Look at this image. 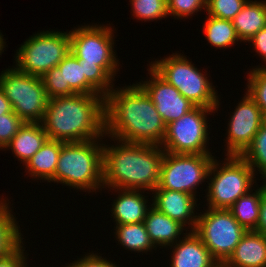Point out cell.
Masks as SVG:
<instances>
[{
	"instance_id": "1",
	"label": "cell",
	"mask_w": 266,
	"mask_h": 267,
	"mask_svg": "<svg viewBox=\"0 0 266 267\" xmlns=\"http://www.w3.org/2000/svg\"><path fill=\"white\" fill-rule=\"evenodd\" d=\"M105 139L161 146L166 124L146 91L137 83L113 88L104 97Z\"/></svg>"
},
{
	"instance_id": "2",
	"label": "cell",
	"mask_w": 266,
	"mask_h": 267,
	"mask_svg": "<svg viewBox=\"0 0 266 267\" xmlns=\"http://www.w3.org/2000/svg\"><path fill=\"white\" fill-rule=\"evenodd\" d=\"M108 138L114 144L103 142V189H156L164 156L162 147Z\"/></svg>"
},
{
	"instance_id": "3",
	"label": "cell",
	"mask_w": 266,
	"mask_h": 267,
	"mask_svg": "<svg viewBox=\"0 0 266 267\" xmlns=\"http://www.w3.org/2000/svg\"><path fill=\"white\" fill-rule=\"evenodd\" d=\"M41 124L52 140L81 142L104 138V96L75 94L48 99Z\"/></svg>"
},
{
	"instance_id": "4",
	"label": "cell",
	"mask_w": 266,
	"mask_h": 267,
	"mask_svg": "<svg viewBox=\"0 0 266 267\" xmlns=\"http://www.w3.org/2000/svg\"><path fill=\"white\" fill-rule=\"evenodd\" d=\"M104 138L64 142L59 153L55 176L49 183L95 194L103 189Z\"/></svg>"
},
{
	"instance_id": "5",
	"label": "cell",
	"mask_w": 266,
	"mask_h": 267,
	"mask_svg": "<svg viewBox=\"0 0 266 267\" xmlns=\"http://www.w3.org/2000/svg\"><path fill=\"white\" fill-rule=\"evenodd\" d=\"M178 51L161 59L149 62V66L166 82L176 87L179 92L195 106L212 108L218 113L220 100L216 86L208 74L194 66L186 56ZM202 71V72H201Z\"/></svg>"
},
{
	"instance_id": "6",
	"label": "cell",
	"mask_w": 266,
	"mask_h": 267,
	"mask_svg": "<svg viewBox=\"0 0 266 267\" xmlns=\"http://www.w3.org/2000/svg\"><path fill=\"white\" fill-rule=\"evenodd\" d=\"M211 164L204 196L207 208L229 209L241 196L256 185L257 179L252 167L237 155H227ZM208 185V186H207Z\"/></svg>"
},
{
	"instance_id": "7",
	"label": "cell",
	"mask_w": 266,
	"mask_h": 267,
	"mask_svg": "<svg viewBox=\"0 0 266 267\" xmlns=\"http://www.w3.org/2000/svg\"><path fill=\"white\" fill-rule=\"evenodd\" d=\"M51 30L33 33L16 50L13 63L20 72L42 77L69 55V31Z\"/></svg>"
},
{
	"instance_id": "8",
	"label": "cell",
	"mask_w": 266,
	"mask_h": 267,
	"mask_svg": "<svg viewBox=\"0 0 266 267\" xmlns=\"http://www.w3.org/2000/svg\"><path fill=\"white\" fill-rule=\"evenodd\" d=\"M86 24L69 31L71 53L82 64L99 65L113 79L120 71V59L115 53V30L109 24ZM115 36V37H114Z\"/></svg>"
},
{
	"instance_id": "9",
	"label": "cell",
	"mask_w": 266,
	"mask_h": 267,
	"mask_svg": "<svg viewBox=\"0 0 266 267\" xmlns=\"http://www.w3.org/2000/svg\"><path fill=\"white\" fill-rule=\"evenodd\" d=\"M12 66L1 71L0 87L20 119L28 123H41L49 99L41 77L20 72Z\"/></svg>"
},
{
	"instance_id": "10",
	"label": "cell",
	"mask_w": 266,
	"mask_h": 267,
	"mask_svg": "<svg viewBox=\"0 0 266 267\" xmlns=\"http://www.w3.org/2000/svg\"><path fill=\"white\" fill-rule=\"evenodd\" d=\"M203 210L198 212L194 232L202 239L212 257L223 265L234 252L246 230L228 209Z\"/></svg>"
},
{
	"instance_id": "11",
	"label": "cell",
	"mask_w": 266,
	"mask_h": 267,
	"mask_svg": "<svg viewBox=\"0 0 266 267\" xmlns=\"http://www.w3.org/2000/svg\"><path fill=\"white\" fill-rule=\"evenodd\" d=\"M213 154H173L164 151L158 187L197 196L199 185L208 179Z\"/></svg>"
},
{
	"instance_id": "12",
	"label": "cell",
	"mask_w": 266,
	"mask_h": 267,
	"mask_svg": "<svg viewBox=\"0 0 266 267\" xmlns=\"http://www.w3.org/2000/svg\"><path fill=\"white\" fill-rule=\"evenodd\" d=\"M215 111L195 106L178 120L170 122L166 125L162 149L173 154H213L208 148L210 124L207 123V117L215 114Z\"/></svg>"
},
{
	"instance_id": "13",
	"label": "cell",
	"mask_w": 266,
	"mask_h": 267,
	"mask_svg": "<svg viewBox=\"0 0 266 267\" xmlns=\"http://www.w3.org/2000/svg\"><path fill=\"white\" fill-rule=\"evenodd\" d=\"M232 113L226 128L224 154L240 156L260 130L264 116L260 107L246 91Z\"/></svg>"
},
{
	"instance_id": "14",
	"label": "cell",
	"mask_w": 266,
	"mask_h": 267,
	"mask_svg": "<svg viewBox=\"0 0 266 267\" xmlns=\"http://www.w3.org/2000/svg\"><path fill=\"white\" fill-rule=\"evenodd\" d=\"M83 73L82 63L70 52L60 64L41 77L47 97L51 99L75 94H101Z\"/></svg>"
},
{
	"instance_id": "15",
	"label": "cell",
	"mask_w": 266,
	"mask_h": 267,
	"mask_svg": "<svg viewBox=\"0 0 266 267\" xmlns=\"http://www.w3.org/2000/svg\"><path fill=\"white\" fill-rule=\"evenodd\" d=\"M147 70L150 77L137 83L150 96L166 125L178 120L195 107L176 87L161 78L150 66Z\"/></svg>"
},
{
	"instance_id": "16",
	"label": "cell",
	"mask_w": 266,
	"mask_h": 267,
	"mask_svg": "<svg viewBox=\"0 0 266 267\" xmlns=\"http://www.w3.org/2000/svg\"><path fill=\"white\" fill-rule=\"evenodd\" d=\"M152 206L171 219L179 222L188 231H194L198 218V198L172 190H153ZM197 210V211H196ZM196 212V213H195Z\"/></svg>"
},
{
	"instance_id": "17",
	"label": "cell",
	"mask_w": 266,
	"mask_h": 267,
	"mask_svg": "<svg viewBox=\"0 0 266 267\" xmlns=\"http://www.w3.org/2000/svg\"><path fill=\"white\" fill-rule=\"evenodd\" d=\"M108 192H115L116 199L111 204V218L115 225H125L144 222L147 211L152 204L147 199L146 192L143 190H126L110 188ZM112 190V191H111ZM144 192L146 194H144ZM146 195V196H145ZM149 201V202H148ZM150 204V205H149Z\"/></svg>"
},
{
	"instance_id": "18",
	"label": "cell",
	"mask_w": 266,
	"mask_h": 267,
	"mask_svg": "<svg viewBox=\"0 0 266 267\" xmlns=\"http://www.w3.org/2000/svg\"><path fill=\"white\" fill-rule=\"evenodd\" d=\"M168 248L170 250L173 248L169 267H217L219 265L194 231H188Z\"/></svg>"
},
{
	"instance_id": "19",
	"label": "cell",
	"mask_w": 266,
	"mask_h": 267,
	"mask_svg": "<svg viewBox=\"0 0 266 267\" xmlns=\"http://www.w3.org/2000/svg\"><path fill=\"white\" fill-rule=\"evenodd\" d=\"M223 267H266V236L246 231Z\"/></svg>"
},
{
	"instance_id": "20",
	"label": "cell",
	"mask_w": 266,
	"mask_h": 267,
	"mask_svg": "<svg viewBox=\"0 0 266 267\" xmlns=\"http://www.w3.org/2000/svg\"><path fill=\"white\" fill-rule=\"evenodd\" d=\"M144 224L151 241L157 249L159 247L169 250L168 247L175 244L182 238L180 236H184L188 231L179 222L166 216L153 206L147 211Z\"/></svg>"
},
{
	"instance_id": "21",
	"label": "cell",
	"mask_w": 266,
	"mask_h": 267,
	"mask_svg": "<svg viewBox=\"0 0 266 267\" xmlns=\"http://www.w3.org/2000/svg\"><path fill=\"white\" fill-rule=\"evenodd\" d=\"M48 139L41 123L25 122L3 151L11 149L23 167Z\"/></svg>"
},
{
	"instance_id": "22",
	"label": "cell",
	"mask_w": 266,
	"mask_h": 267,
	"mask_svg": "<svg viewBox=\"0 0 266 267\" xmlns=\"http://www.w3.org/2000/svg\"><path fill=\"white\" fill-rule=\"evenodd\" d=\"M63 141L47 139L24 166L26 175L34 180L49 182L54 176Z\"/></svg>"
},
{
	"instance_id": "23",
	"label": "cell",
	"mask_w": 266,
	"mask_h": 267,
	"mask_svg": "<svg viewBox=\"0 0 266 267\" xmlns=\"http://www.w3.org/2000/svg\"><path fill=\"white\" fill-rule=\"evenodd\" d=\"M232 23L240 41L247 43L258 31L266 27V0H248Z\"/></svg>"
},
{
	"instance_id": "24",
	"label": "cell",
	"mask_w": 266,
	"mask_h": 267,
	"mask_svg": "<svg viewBox=\"0 0 266 267\" xmlns=\"http://www.w3.org/2000/svg\"><path fill=\"white\" fill-rule=\"evenodd\" d=\"M6 198L0 196V258L7 256L24 239L18 218L12 212L13 206L10 207L13 204Z\"/></svg>"
},
{
	"instance_id": "25",
	"label": "cell",
	"mask_w": 266,
	"mask_h": 267,
	"mask_svg": "<svg viewBox=\"0 0 266 267\" xmlns=\"http://www.w3.org/2000/svg\"><path fill=\"white\" fill-rule=\"evenodd\" d=\"M115 231L114 237L118 244L122 245V248L132 252H137L142 255L143 253L153 252L156 250V246L151 241L144 222L125 224V225H114Z\"/></svg>"
},
{
	"instance_id": "26",
	"label": "cell",
	"mask_w": 266,
	"mask_h": 267,
	"mask_svg": "<svg viewBox=\"0 0 266 267\" xmlns=\"http://www.w3.org/2000/svg\"><path fill=\"white\" fill-rule=\"evenodd\" d=\"M260 183V185L256 184V186L254 187L253 190L255 192H253V190H250L247 194L241 196L228 209L246 231L257 229L262 196V182Z\"/></svg>"
},
{
	"instance_id": "27",
	"label": "cell",
	"mask_w": 266,
	"mask_h": 267,
	"mask_svg": "<svg viewBox=\"0 0 266 267\" xmlns=\"http://www.w3.org/2000/svg\"><path fill=\"white\" fill-rule=\"evenodd\" d=\"M205 23H203V32L206 35L208 43L216 49H228L232 45L242 43L237 36L236 30L233 26L232 20H225L206 16Z\"/></svg>"
},
{
	"instance_id": "28",
	"label": "cell",
	"mask_w": 266,
	"mask_h": 267,
	"mask_svg": "<svg viewBox=\"0 0 266 267\" xmlns=\"http://www.w3.org/2000/svg\"><path fill=\"white\" fill-rule=\"evenodd\" d=\"M254 170L255 175L266 181V126L263 124L248 148L240 155Z\"/></svg>"
},
{
	"instance_id": "29",
	"label": "cell",
	"mask_w": 266,
	"mask_h": 267,
	"mask_svg": "<svg viewBox=\"0 0 266 267\" xmlns=\"http://www.w3.org/2000/svg\"><path fill=\"white\" fill-rule=\"evenodd\" d=\"M132 16L144 22L158 21L169 17L167 0H129Z\"/></svg>"
},
{
	"instance_id": "30",
	"label": "cell",
	"mask_w": 266,
	"mask_h": 267,
	"mask_svg": "<svg viewBox=\"0 0 266 267\" xmlns=\"http://www.w3.org/2000/svg\"><path fill=\"white\" fill-rule=\"evenodd\" d=\"M247 76L246 92L257 103L262 111L263 116L266 115V68L249 69Z\"/></svg>"
},
{
	"instance_id": "31",
	"label": "cell",
	"mask_w": 266,
	"mask_h": 267,
	"mask_svg": "<svg viewBox=\"0 0 266 267\" xmlns=\"http://www.w3.org/2000/svg\"><path fill=\"white\" fill-rule=\"evenodd\" d=\"M248 0H206L207 15L233 20Z\"/></svg>"
},
{
	"instance_id": "32",
	"label": "cell",
	"mask_w": 266,
	"mask_h": 267,
	"mask_svg": "<svg viewBox=\"0 0 266 267\" xmlns=\"http://www.w3.org/2000/svg\"><path fill=\"white\" fill-rule=\"evenodd\" d=\"M168 15L174 19H183L198 15L195 13L206 11V0H167Z\"/></svg>"
},
{
	"instance_id": "33",
	"label": "cell",
	"mask_w": 266,
	"mask_h": 267,
	"mask_svg": "<svg viewBox=\"0 0 266 267\" xmlns=\"http://www.w3.org/2000/svg\"><path fill=\"white\" fill-rule=\"evenodd\" d=\"M86 79L105 97L114 87L115 80L99 65L82 64ZM113 84V85H112Z\"/></svg>"
},
{
	"instance_id": "34",
	"label": "cell",
	"mask_w": 266,
	"mask_h": 267,
	"mask_svg": "<svg viewBox=\"0 0 266 267\" xmlns=\"http://www.w3.org/2000/svg\"><path fill=\"white\" fill-rule=\"evenodd\" d=\"M24 123L13 111L0 115V150H4Z\"/></svg>"
},
{
	"instance_id": "35",
	"label": "cell",
	"mask_w": 266,
	"mask_h": 267,
	"mask_svg": "<svg viewBox=\"0 0 266 267\" xmlns=\"http://www.w3.org/2000/svg\"><path fill=\"white\" fill-rule=\"evenodd\" d=\"M84 255H82L83 257L80 256V258H77L70 264L67 263V266L64 267H120L114 262L109 261L108 258L100 256L93 251L87 254L85 253Z\"/></svg>"
},
{
	"instance_id": "36",
	"label": "cell",
	"mask_w": 266,
	"mask_h": 267,
	"mask_svg": "<svg viewBox=\"0 0 266 267\" xmlns=\"http://www.w3.org/2000/svg\"><path fill=\"white\" fill-rule=\"evenodd\" d=\"M22 241L12 252L7 256L0 258V267H23L27 260L28 253L25 252L24 244ZM26 253V254H25Z\"/></svg>"
},
{
	"instance_id": "37",
	"label": "cell",
	"mask_w": 266,
	"mask_h": 267,
	"mask_svg": "<svg viewBox=\"0 0 266 267\" xmlns=\"http://www.w3.org/2000/svg\"><path fill=\"white\" fill-rule=\"evenodd\" d=\"M248 43L253 46L252 50L255 51L256 55L259 54L261 61L264 62V65H258L254 68H266V27L262 28L260 31H258L249 41ZM254 48V49H253Z\"/></svg>"
},
{
	"instance_id": "38",
	"label": "cell",
	"mask_w": 266,
	"mask_h": 267,
	"mask_svg": "<svg viewBox=\"0 0 266 267\" xmlns=\"http://www.w3.org/2000/svg\"><path fill=\"white\" fill-rule=\"evenodd\" d=\"M255 231H258L266 236V181H262L260 215L257 229Z\"/></svg>"
},
{
	"instance_id": "39",
	"label": "cell",
	"mask_w": 266,
	"mask_h": 267,
	"mask_svg": "<svg viewBox=\"0 0 266 267\" xmlns=\"http://www.w3.org/2000/svg\"><path fill=\"white\" fill-rule=\"evenodd\" d=\"M12 106L9 100L6 98L2 88L0 87V115L12 112Z\"/></svg>"
},
{
	"instance_id": "40",
	"label": "cell",
	"mask_w": 266,
	"mask_h": 267,
	"mask_svg": "<svg viewBox=\"0 0 266 267\" xmlns=\"http://www.w3.org/2000/svg\"><path fill=\"white\" fill-rule=\"evenodd\" d=\"M3 36L4 35H2V33L0 31V55H2V53L4 52V50H6L5 47H7V46H5L6 45V42H5Z\"/></svg>"
},
{
	"instance_id": "41",
	"label": "cell",
	"mask_w": 266,
	"mask_h": 267,
	"mask_svg": "<svg viewBox=\"0 0 266 267\" xmlns=\"http://www.w3.org/2000/svg\"><path fill=\"white\" fill-rule=\"evenodd\" d=\"M263 124L266 126V115L264 116Z\"/></svg>"
},
{
	"instance_id": "42",
	"label": "cell",
	"mask_w": 266,
	"mask_h": 267,
	"mask_svg": "<svg viewBox=\"0 0 266 267\" xmlns=\"http://www.w3.org/2000/svg\"><path fill=\"white\" fill-rule=\"evenodd\" d=\"M28 265H29V263L26 261L25 264L23 265V267H29Z\"/></svg>"
}]
</instances>
